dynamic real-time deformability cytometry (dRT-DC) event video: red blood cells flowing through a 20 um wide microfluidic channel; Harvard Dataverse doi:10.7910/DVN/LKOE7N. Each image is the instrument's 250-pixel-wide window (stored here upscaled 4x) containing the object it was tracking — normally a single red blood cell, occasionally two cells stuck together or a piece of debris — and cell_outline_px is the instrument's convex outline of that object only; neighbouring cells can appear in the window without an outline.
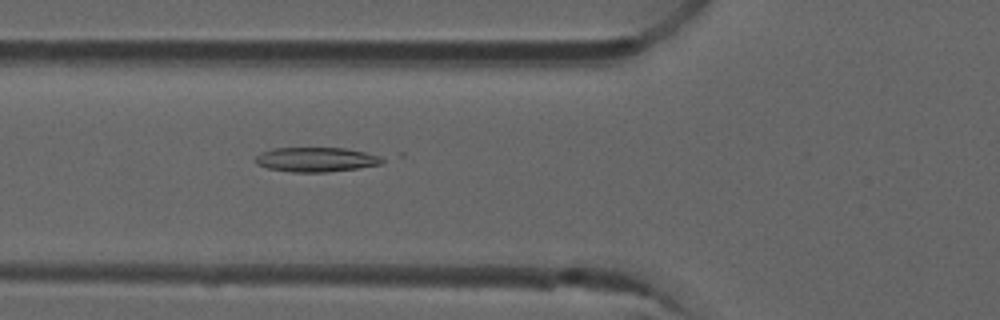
{"species": "common noctule bat (a hibernating species)", "species_latin": "Nyctalus noctula", "temperature_condition": "room temperature", "stored_images_in_passage": 52, "camera_frame_rate_fps": 3000, "um_per_image_px": 0.085, "animal": {"sex": "male", "forearm_length_mm": 52.5}, "frame": {"image": 1, "passage_image": 19, "time_ms": 6.0, "image_size_px": [1000, 320], "cell_outline_px": [[384, 160], [380, 164], [356, 168], [328, 172], [292, 172], [268, 168], [256, 164], [252, 160], [260, 152], [272, 148], [344, 148], [364, 152], [380, 156]], "centroid_in_image_um": [26.79, 13.56], "position_along_channel_um": 99.0, "area_um2": 18.09}}
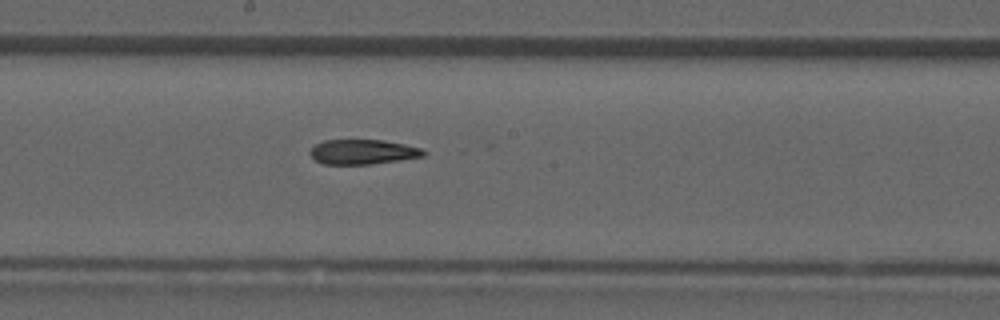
{"frame": {"image": 2, "passage_image": 28, "time_ms": 9.0, "image_size_px": [1000, 320], "cell_outline_px": [[428, 152], [424, 156], [400, 160], [372, 164], [324, 164], [316, 160], [308, 152], [316, 144], [324, 140], [384, 140], [424, 148]], "centroid_in_image_um": [30.89, 12.91], "position_along_channel_um": 217.3, "area_um2": 16.47}}
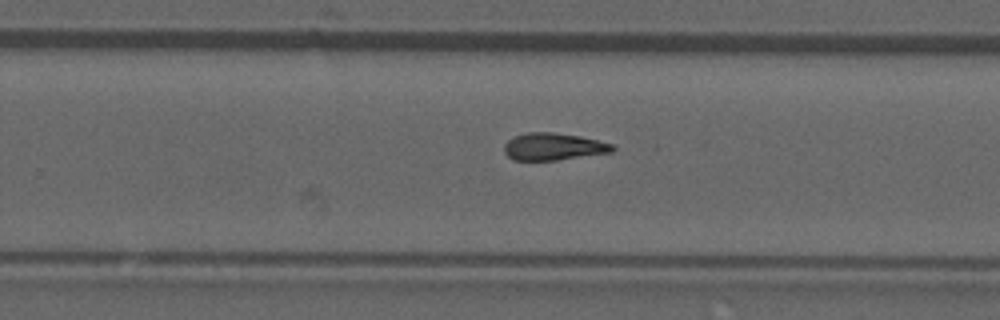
{"frame": {"image": 3, "passage_image": 33, "time_ms": 10.667, "image_size_px": [1000, 320], "cell_outline_px": [[616, 148], [612, 152], [556, 160], [512, 160], [504, 152], [504, 144], [508, 140], [516, 136], [528, 132], [552, 132], [580, 136], [612, 144]], "centroid_in_image_um": [47.02, 12.46], "position_along_channel_um": 282.8, "area_um2": 17.05}, "authors_computed_cell_mechanics": {"area_um2": 17.6001, "velocity_mm_per_s": 3.9369, "shape_relaxation_time_tau1_ms": null, "shape_relaxation_time_tau2_ms": 6.4717, "deformation_change_tau1": null, "deformation_change_tau2": 0.1442}}